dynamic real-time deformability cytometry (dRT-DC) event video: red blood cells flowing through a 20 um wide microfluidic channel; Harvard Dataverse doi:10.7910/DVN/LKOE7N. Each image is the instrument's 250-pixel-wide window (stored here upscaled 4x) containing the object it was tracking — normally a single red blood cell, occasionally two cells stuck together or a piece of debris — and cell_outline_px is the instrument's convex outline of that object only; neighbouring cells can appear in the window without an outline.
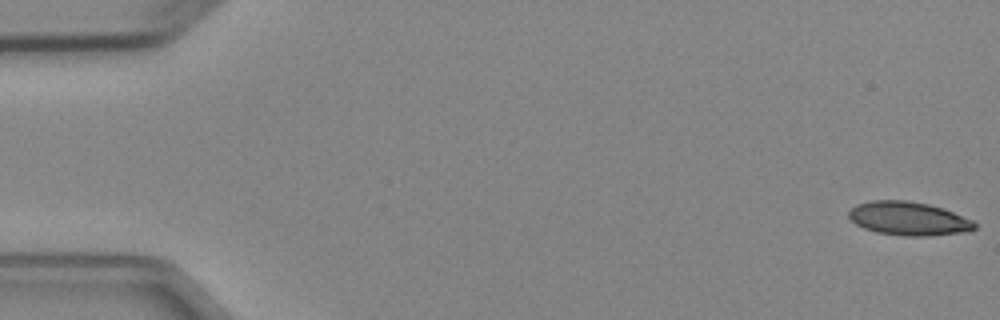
{"species": "Egyptian fruit bat (a non-hibernating species)", "species_latin": "Rousettus aegyptiacus", "temperature_condition": "cold", "stored_images_in_passage": 5, "camera_frame_rate_fps": 3000, "um_per_image_px": 0.085, "animal": {"sex": "female"}, "frame": {"image": 1, "passage_image": 1, "time_ms": 0.0, "image_size_px": [1000, 320], "cell_outline_px": [[976, 228], [968, 232], [928, 236], [904, 236], [876, 232], [864, 228], [856, 224], [848, 216], [848, 212], [856, 204], [872, 200], [908, 200], [928, 204], [944, 208], [972, 220], [976, 224]], "centroid_in_image_um": [77.24, 18.58], "position_along_channel_um": 7.8, "area_um2": 24.8}}
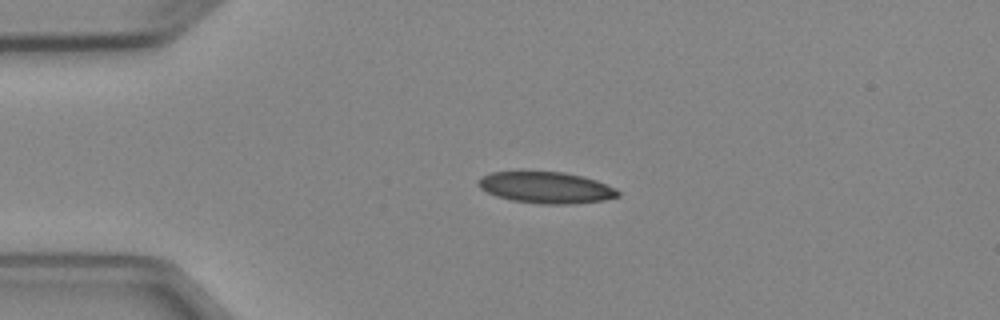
{"frame": {"image": 2, "passage_image": 4, "time_ms": 3.667, "image_size_px": [1000, 320], "cell_outline_px": [[620, 196], [604, 200], [568, 204], [540, 204], [512, 200], [496, 196], [480, 188], [476, 184], [484, 176], [492, 172], [564, 172], [584, 176], [596, 180], [616, 188], [620, 192]], "centroid_in_image_um": [46.46, 15.95], "position_along_channel_um": 38.5, "area_um2": 25.43}}